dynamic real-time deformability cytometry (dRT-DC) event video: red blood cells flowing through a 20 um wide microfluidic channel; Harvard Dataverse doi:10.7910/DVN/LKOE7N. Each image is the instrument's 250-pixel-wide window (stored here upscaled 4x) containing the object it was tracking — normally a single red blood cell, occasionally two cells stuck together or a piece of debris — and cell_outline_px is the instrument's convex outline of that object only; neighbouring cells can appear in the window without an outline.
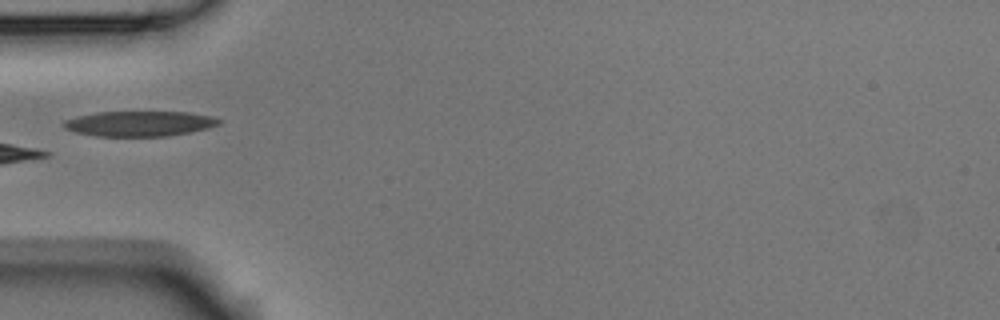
{"species": "Egyptian fruit bat (a non-hibernating species)", "species_latin": "Rousettus aegyptiacus", "temperature_condition": "room temperature", "stored_images_in_passage": 5, "camera_frame_rate_fps": 3000, "um_per_image_px": 0.085, "animal": {"sex": "male"}, "frame": {"image": 1, "passage_image": 4, "time_ms": 1.0, "image_size_px": [1000, 320], "cell_outline_px": [[220, 124], [208, 128], [168, 136], [96, 136], [76, 132], [64, 128], [60, 124], [64, 120], [76, 116], [96, 112], [188, 112], [212, 116], [220, 120]], "centroid_in_image_um": [11.81, 10.5], "position_along_channel_um": 73.2, "area_um2": 22.83}}
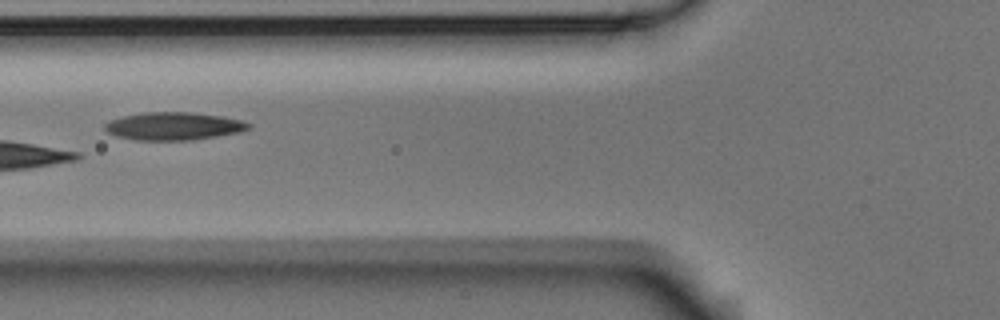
{"frame": {"image": 2, "passage_image": 5, "time_ms": 1.333, "image_size_px": [1000, 320], "cell_outline_px": [[252, 128], [240, 132], [192, 140], [136, 140], [116, 136], [108, 132], [104, 128], [104, 124], [108, 120], [124, 116], [144, 112], [192, 112], [220, 116], [240, 120], [252, 124]], "centroid_in_image_um": [14.75, 10.72], "position_along_channel_um": 111.0, "area_um2": 23.35}}